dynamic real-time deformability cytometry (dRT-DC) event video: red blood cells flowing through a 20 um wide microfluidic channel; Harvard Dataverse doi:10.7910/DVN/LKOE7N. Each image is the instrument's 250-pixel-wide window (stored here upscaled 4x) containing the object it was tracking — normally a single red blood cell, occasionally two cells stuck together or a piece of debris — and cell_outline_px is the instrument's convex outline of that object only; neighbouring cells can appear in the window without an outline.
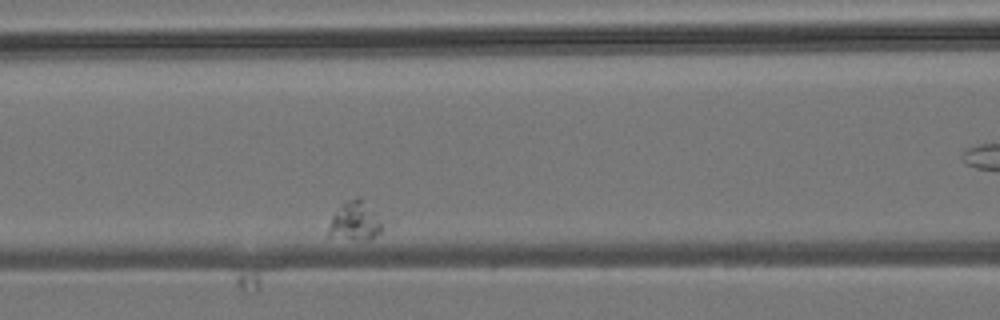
{"species": "common noctule bat (a hibernating species)", "species_latin": "Nyctalus noctula", "temperature_condition": "room temperature", "stored_images_in_passage": 6, "camera_frame_rate_fps": 3000, "um_per_image_px": 0.085, "animal": {"sex": "male", "body_mass_g": 19.2, "forearm_length_mm": 51.8}, "frame": {"image": 1, "passage_image": 5, "time_ms": 4.333, "image_size_px": [1000, 320], "cell_outline_px": [[396, 220], [392, 224], [368, 240], [364, 240], [328, 236], [328, 228], [332, 216], [340, 204], [344, 200], [356, 196], [360, 196]], "centroid_in_image_um": [30.45, 18.7], "position_along_channel_um": 136.1, "area_um2": 14.16}}